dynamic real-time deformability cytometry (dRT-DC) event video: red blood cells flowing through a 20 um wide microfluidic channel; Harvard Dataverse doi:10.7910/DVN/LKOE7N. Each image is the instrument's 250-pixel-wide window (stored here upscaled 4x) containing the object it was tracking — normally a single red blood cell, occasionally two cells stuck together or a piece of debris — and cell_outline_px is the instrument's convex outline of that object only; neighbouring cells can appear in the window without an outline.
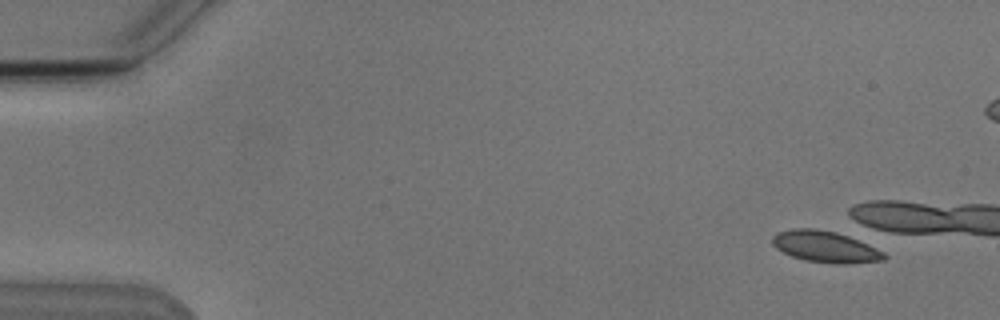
{"species": "Egyptian fruit bat (a non-hibernating species)", "species_latin": "Rousettus aegyptiacus", "temperature_condition": "cold", "stored_images_in_passage": 4, "camera_frame_rate_fps": 3000, "um_per_image_px": 0.085, "animal": {"sex": "male"}, "frame": {"image": 1, "passage_image": 1, "time_ms": 0.0, "image_size_px": [1000, 320], "cell_outline_px": [[888, 256], [884, 260], [848, 264], [832, 264], [804, 260], [792, 256], [776, 248], [772, 244], [772, 236], [776, 232], [792, 228], [812, 228], [836, 232], [868, 240], [884, 252]], "centroid_in_image_um": [70.24, 20.96], "position_along_channel_um": 14.8, "area_um2": 21.21}}